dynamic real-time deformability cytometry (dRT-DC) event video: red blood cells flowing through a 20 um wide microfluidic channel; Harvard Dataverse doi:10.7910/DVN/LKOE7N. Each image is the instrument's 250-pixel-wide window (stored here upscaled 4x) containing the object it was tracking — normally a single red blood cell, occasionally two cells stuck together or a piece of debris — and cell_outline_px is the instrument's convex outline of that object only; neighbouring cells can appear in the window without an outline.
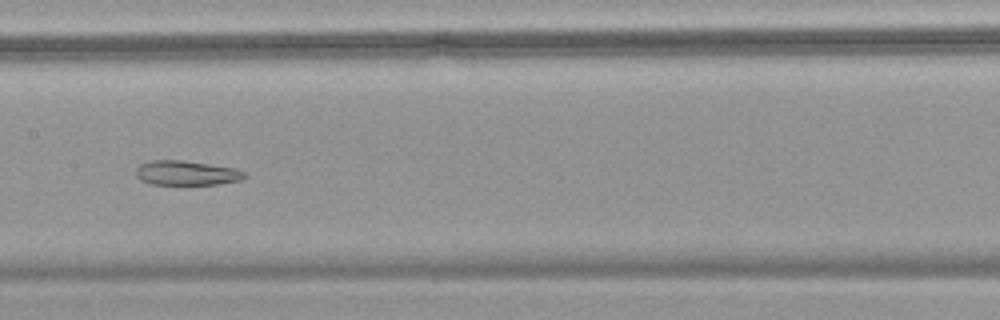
{"species": "common noctule bat (a hibernating species)", "species_latin": "Nyctalus noctula", "temperature_condition": "warm", "stored_images_in_passage": 13, "camera_frame_rate_fps": 3000, "um_per_image_px": 0.085, "animal": {"sex": "female", "body_mass_g": 18.4}, "frame": {"image": 1, "passage_image": 11, "time_ms": 3.333, "image_size_px": [1000, 320], "cell_outline_px": [[248, 176], [240, 180], [216, 184], [148, 184], [140, 180], [136, 176], [136, 168], [140, 164], [152, 160], [184, 160], [236, 168], [244, 172]], "centroid_in_image_um": [15.83, 14.7], "position_along_channel_um": 191.6, "area_um2": 15.61}}